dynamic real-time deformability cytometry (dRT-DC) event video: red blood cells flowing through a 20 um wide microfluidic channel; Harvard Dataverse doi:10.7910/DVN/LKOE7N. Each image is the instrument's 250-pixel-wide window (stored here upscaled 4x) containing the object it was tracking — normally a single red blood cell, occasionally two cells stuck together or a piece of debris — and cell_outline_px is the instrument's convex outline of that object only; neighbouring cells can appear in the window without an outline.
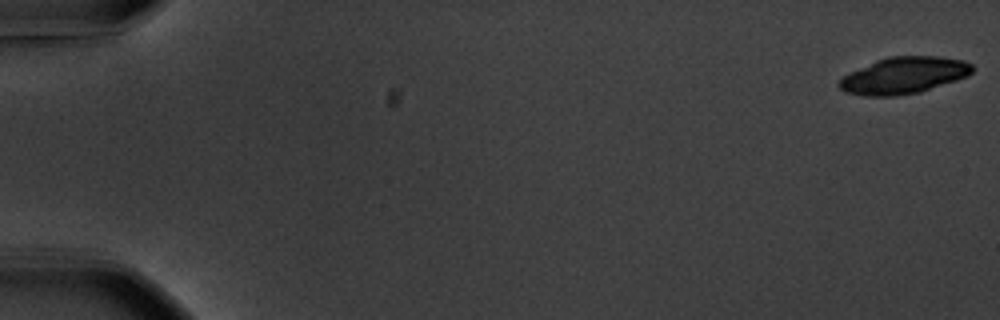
{"species": "common noctule bat (a hibernating species)", "species_latin": "Nyctalus noctula", "temperature_condition": "warm", "stored_images_in_passage": 24, "camera_frame_rate_fps": 3000, "um_per_image_px": 0.085, "animal": {"sex": "male", "body_mass_g": 20.1, "forearm_length_mm": 53.5}, "frame": {"image": 1, "passage_image": 1, "time_ms": 0.0, "image_size_px": [1000, 320], "cell_outline_px": [[972, 72], [968, 76], [920, 92], [896, 96], [864, 96], [844, 92], [836, 84], [844, 76], [876, 60], [888, 56], [936, 56], [964, 60], [972, 64]], "centroid_in_image_um": [76.82, 6.41], "position_along_channel_um": 8.2, "area_um2": 28.32}}